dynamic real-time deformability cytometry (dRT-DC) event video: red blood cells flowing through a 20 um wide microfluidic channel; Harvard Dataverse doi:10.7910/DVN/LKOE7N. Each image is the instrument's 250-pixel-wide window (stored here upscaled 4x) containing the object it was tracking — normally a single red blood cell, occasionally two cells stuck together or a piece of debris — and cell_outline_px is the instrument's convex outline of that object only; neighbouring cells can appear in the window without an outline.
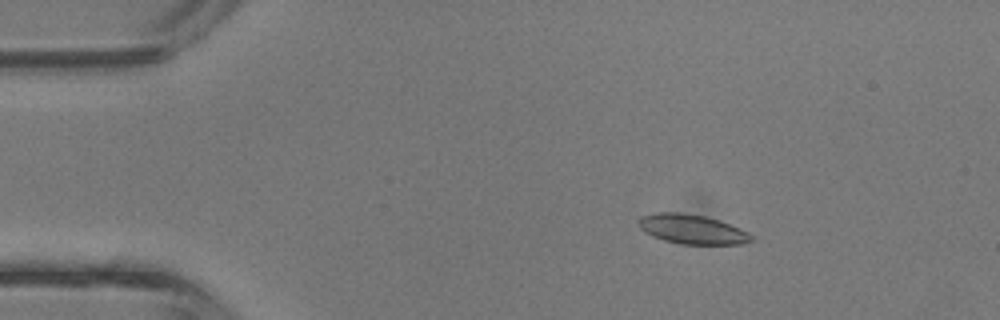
{"species": "common noctule bat (a hibernating species)", "species_latin": "Nyctalus noctula", "temperature_condition": "room temperature", "stored_images_in_passage": 42, "camera_frame_rate_fps": 3000, "um_per_image_px": 0.085, "animal": {"sex": "male", "body_mass_g": 13.3}, "frame": {"image": 1, "passage_image": 6, "time_ms": 1.667, "image_size_px": [1000, 320], "cell_outline_px": [[752, 240], [740, 244], [680, 244], [664, 240], [652, 236], [644, 232], [636, 224], [636, 220], [640, 216], [656, 212], [680, 212], [704, 216], [740, 228], [748, 232], [752, 236]], "centroid_in_image_um": [58.74, 19.48], "position_along_channel_um": 26.3, "area_um2": 19.36}}
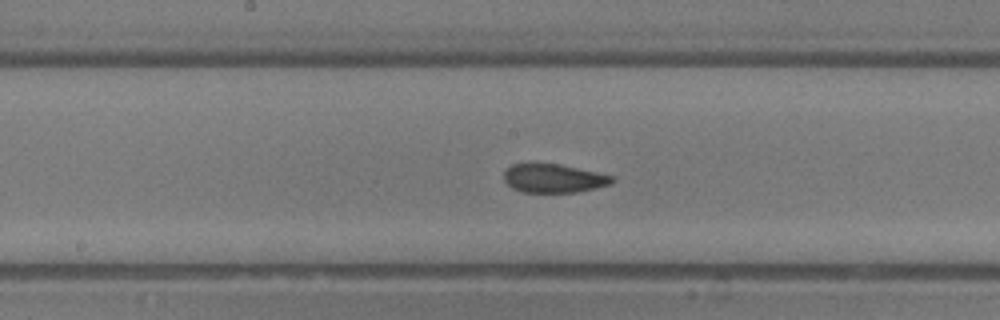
{"frame": {"image": 2, "passage_image": 21, "time_ms": 6.667, "image_size_px": [1000, 320], "cell_outline_px": [[616, 180], [612, 184], [596, 188], [576, 192], [520, 192], [512, 188], [504, 180], [504, 172], [512, 164], [560, 164], [616, 176]], "centroid_in_image_um": [47.11, 15.16], "position_along_channel_um": 201.1, "area_um2": 18.15}}
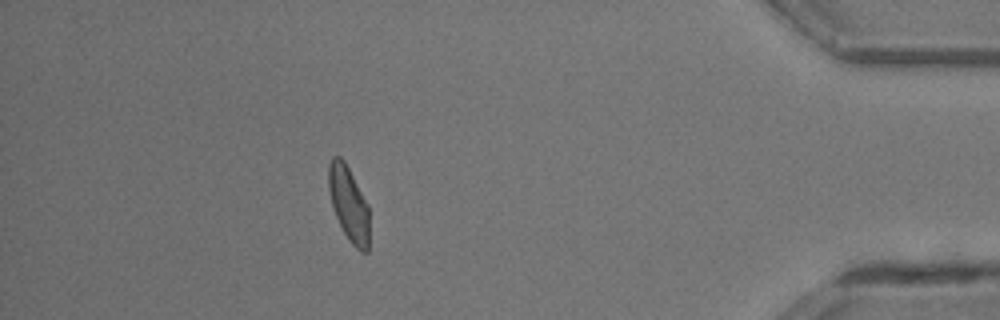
{"frame": {"image": 3, "passage_image": 37, "time_ms": 12.0, "image_size_px": [1000, 320], "cell_outline_px": [[368, 252], [360, 252], [348, 240], [332, 208], [328, 188], [328, 164], [332, 156], [340, 156], [344, 160], [368, 204]], "centroid_in_image_um": [29.62, 17.3], "position_along_channel_um": 405.6, "area_um2": 17.74}, "authors_computed_cell_mechanics": {"area_um2": 18.4671, "velocity_mm_per_s": 4.8096, "shape_relaxation_time_tau1_ms": 7.3119, "shape_relaxation_time_tau2_ms": 0.9543, "deformation_change_tau1": 0.1959, "deformation_change_tau2": 0.0788}}